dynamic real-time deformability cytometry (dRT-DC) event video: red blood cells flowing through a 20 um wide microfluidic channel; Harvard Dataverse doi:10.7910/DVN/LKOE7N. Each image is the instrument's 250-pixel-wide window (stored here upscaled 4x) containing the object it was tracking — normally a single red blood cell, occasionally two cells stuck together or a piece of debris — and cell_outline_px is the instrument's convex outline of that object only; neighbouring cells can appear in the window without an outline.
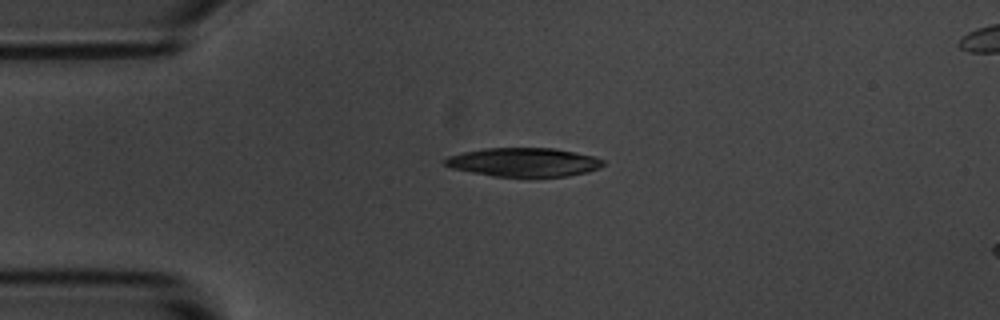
{"species": "common noctule bat (a hibernating species)", "species_latin": "Nyctalus noctula", "temperature_condition": "room temperature", "stored_images_in_passage": 43, "camera_frame_rate_fps": 3000, "um_per_image_px": 0.085, "animal": {"sex": "male", "body_mass_g": 20.1, "forearm_length_mm": 53.5}, "frame": {"image": 1, "passage_image": 1, "time_ms": 0.0, "image_size_px": [1000, 320], "cell_outline_px": [[604, 164], [600, 168], [588, 172], [568, 176], [492, 176], [452, 168], [444, 164], [444, 160], [448, 156], [464, 152], [484, 148], [552, 148], [592, 156], [604, 160]], "centroid_in_image_um": [44.52, 13.78], "position_along_channel_um": 40.5, "area_um2": 26.24}}
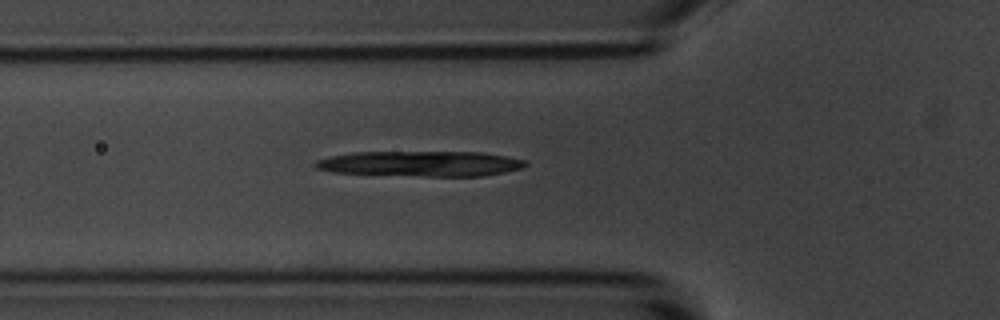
{"frame": {"image": 2, "passage_image": 7, "time_ms": 2.0, "image_size_px": [1000, 320], "cell_outline_px": [[528, 164], [524, 168], [484, 176], [424, 176], [332, 172], [316, 168], [312, 164], [316, 160], [332, 156], [352, 152], [480, 152], [504, 156], [524, 160]], "centroid_in_image_um": [35.76, 13.91], "position_along_channel_um": 90.0, "area_um2": 30.92}}
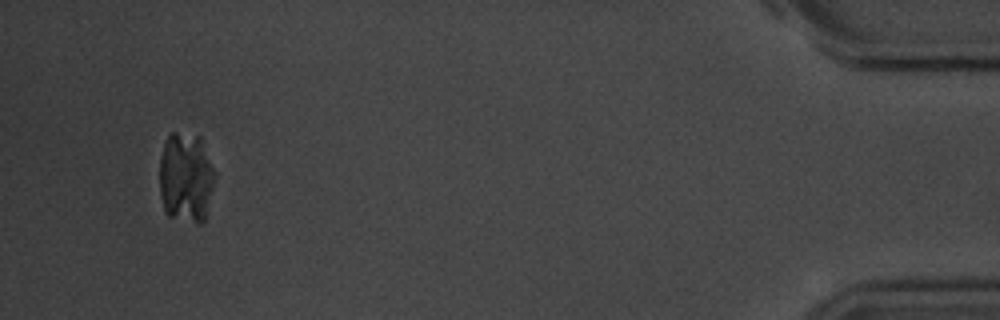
{"frame": {"image": 3, "passage_image": 40, "time_ms": 13.0, "image_size_px": [1000, 320], "cell_outline_px": [[216, 172], [204, 220], [200, 224], [168, 216], [164, 212], [160, 192], [160, 156], [164, 144], [168, 136], [172, 132], [176, 132], [200, 136]], "centroid_in_image_um": [15.79, 15.08], "position_along_channel_um": 419.4, "area_um2": 29.19}}